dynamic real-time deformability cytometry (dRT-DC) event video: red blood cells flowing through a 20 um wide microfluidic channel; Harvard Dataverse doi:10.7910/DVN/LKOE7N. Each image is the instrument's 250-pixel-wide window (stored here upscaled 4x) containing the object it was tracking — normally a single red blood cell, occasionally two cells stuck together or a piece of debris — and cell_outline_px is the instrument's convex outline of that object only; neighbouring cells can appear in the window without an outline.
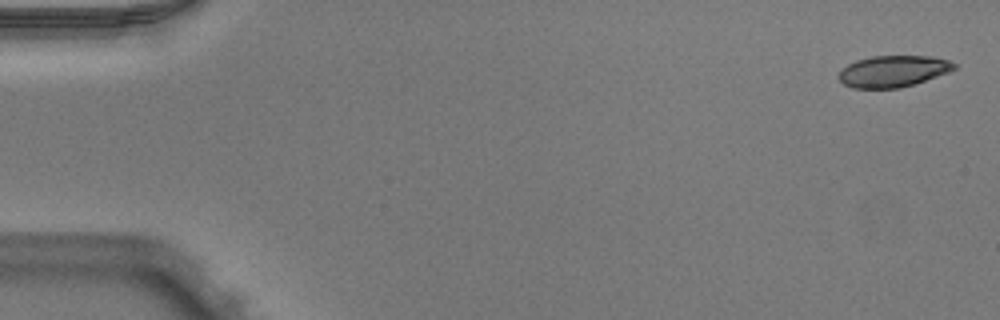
{"species": "Egyptian fruit bat (a non-hibernating species)", "species_latin": "Rousettus aegyptiacus", "temperature_condition": "warm", "stored_images_in_passage": 50, "camera_frame_rate_fps": 3000, "um_per_image_px": 0.085, "animal": {"sex": "male"}, "frame": {"image": 1, "passage_image": 1, "time_ms": 0.0, "image_size_px": [1000, 320], "cell_outline_px": [[956, 68], [948, 72], [900, 88], [852, 88], [844, 84], [836, 76], [840, 68], [856, 60], [872, 56], [932, 56], [948, 60], [956, 64]], "centroid_in_image_um": [75.85, 6.05], "position_along_channel_um": 9.1, "area_um2": 21.15}}
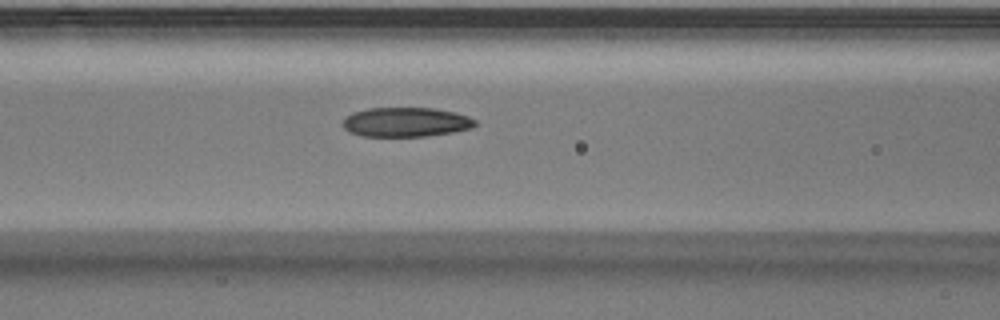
{"frame": {"image": 2, "passage_image": 21, "time_ms": 6.667, "image_size_px": [1000, 320], "cell_outline_px": [[476, 124], [472, 128], [452, 132], [424, 136], [360, 136], [348, 132], [344, 128], [344, 120], [352, 112], [368, 108], [436, 108], [456, 112], [468, 116], [476, 120]], "centroid_in_image_um": [34.51, 10.37], "position_along_channel_um": 132.1, "area_um2": 22.72}}
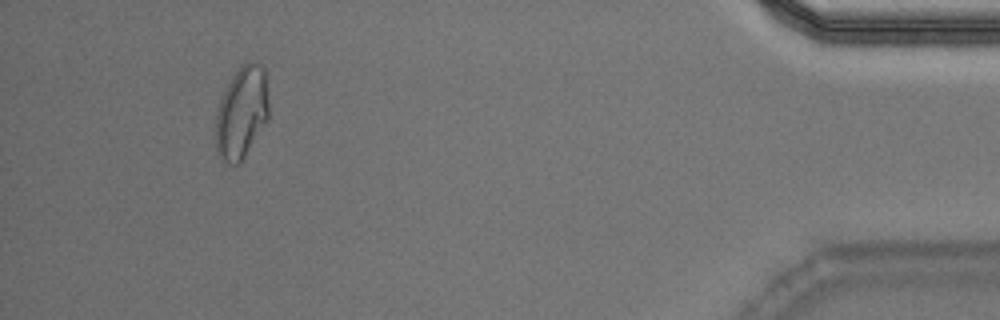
{"frame": {"image": 3, "passage_image": 47, "time_ms": 15.333, "image_size_px": [1000, 320], "cell_outline_px": [[268, 120], [240, 164], [228, 164], [220, 160], [216, 152], [216, 112], [220, 100], [232, 76], [240, 64], [252, 60], [260, 64], [264, 68], [268, 100]], "centroid_in_image_um": [20.53, 9.58], "position_along_channel_um": 414.7, "area_um2": 28.78}, "authors_computed_cell_mechanics": {"area_um2": 22.8021, "velocity_mm_per_s": 3.9824, "shape_relaxation_time_tau1_ms": 11.2908, "shape_relaxation_time_tau2_ms": 3.558, "deformation_change_tau1": 0.264, "deformation_change_tau2": 0.0905}}